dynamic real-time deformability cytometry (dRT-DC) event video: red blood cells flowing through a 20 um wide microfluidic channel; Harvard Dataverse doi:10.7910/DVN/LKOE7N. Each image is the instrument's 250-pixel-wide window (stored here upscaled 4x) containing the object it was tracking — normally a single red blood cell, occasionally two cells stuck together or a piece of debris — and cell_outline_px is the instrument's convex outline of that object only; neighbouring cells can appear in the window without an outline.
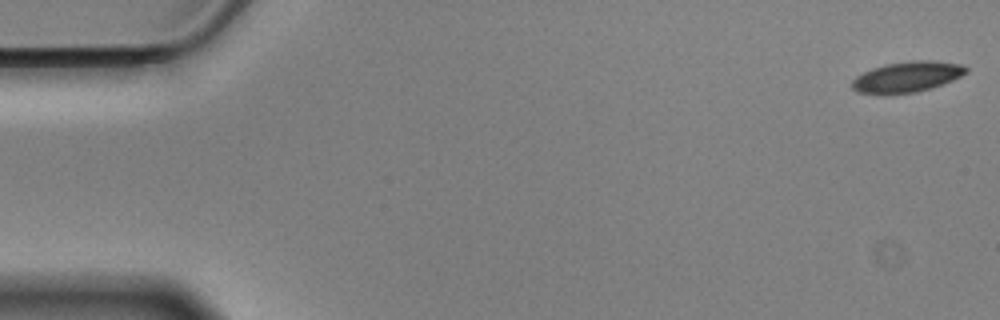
{"species": "Egyptian fruit bat (a non-hibernating species)", "species_latin": "Rousettus aegyptiacus", "temperature_condition": "cold", "stored_images_in_passage": 56, "camera_frame_rate_fps": 3000, "um_per_image_px": 0.085, "animal": {"sex": "male"}, "frame": {"image": 1, "passage_image": 1, "time_ms": 0.0, "image_size_px": [1000, 320], "cell_outline_px": [[968, 72], [944, 84], [932, 88], [916, 92], [856, 92], [852, 88], [852, 80], [856, 76], [872, 68], [884, 64], [912, 60], [932, 60], [960, 64], [968, 68]], "centroid_in_image_um": [77.14, 6.5], "position_along_channel_um": 7.9, "area_um2": 20.0}}
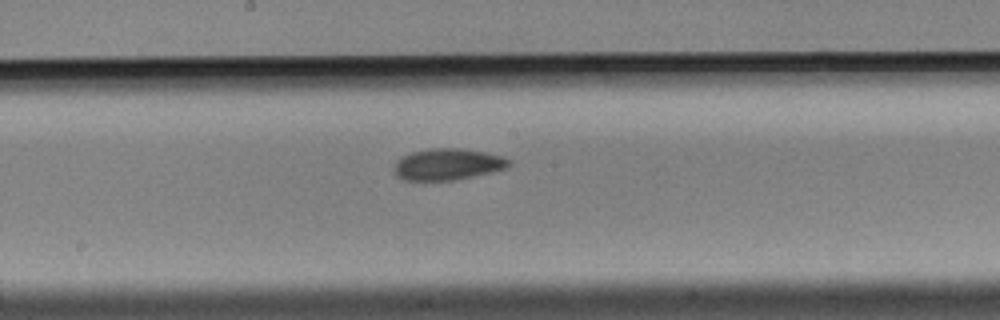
{"frame": {"image": 2, "passage_image": 30, "time_ms": 9.667, "image_size_px": [1000, 320], "cell_outline_px": [[512, 164], [508, 168], [492, 172], [456, 180], [404, 180], [396, 176], [396, 160], [400, 156], [412, 152], [428, 148], [460, 148], [484, 152], [504, 156], [512, 160]], "centroid_in_image_um": [38.1, 13.96], "position_along_channel_um": 210.1, "area_um2": 21.27}}
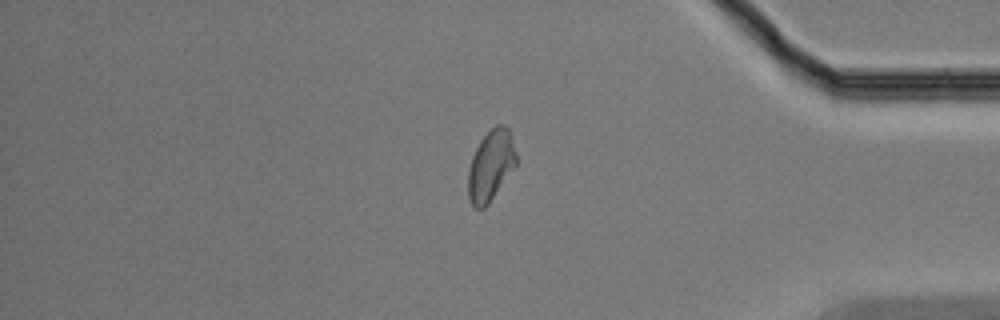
{"frame": {"image": 3, "passage_image": 48, "time_ms": 15.667, "image_size_px": [1000, 320], "cell_outline_px": [[516, 164], [488, 204], [484, 208], [476, 208], [472, 204], [468, 196], [468, 168], [472, 156], [480, 140], [496, 124], [504, 124], [508, 128], [512, 136], [516, 156]], "centroid_in_image_um": [41.7, 14.04], "position_along_channel_um": 393.5, "area_um2": 19.59}, "authors_computed_cell_mechanics": {"area_um2": 20.4323, "velocity_mm_per_s": 3.4933, "shape_relaxation_time_tau1_ms": 6.864, "shape_relaxation_time_tau2_ms": 4.3288, "deformation_change_tau1": 0.1223, "deformation_change_tau2": 0.0788}}